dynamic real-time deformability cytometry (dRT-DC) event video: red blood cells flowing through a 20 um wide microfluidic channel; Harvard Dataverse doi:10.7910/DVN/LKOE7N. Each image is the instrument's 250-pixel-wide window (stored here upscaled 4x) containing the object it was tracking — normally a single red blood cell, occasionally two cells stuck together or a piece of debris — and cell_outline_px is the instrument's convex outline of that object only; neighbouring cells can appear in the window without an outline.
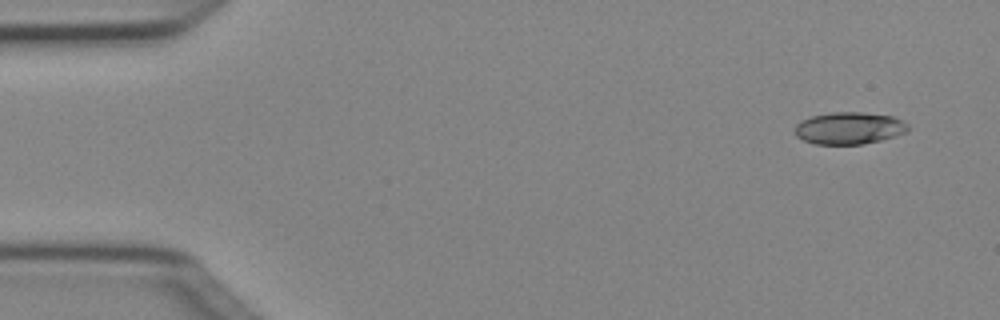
{"species": "Egyptian fruit bat (a non-hibernating species)", "species_latin": "Rousettus aegyptiacus", "temperature_condition": "cold", "stored_images_in_passage": 2, "camera_frame_rate_fps": 3000, "um_per_image_px": 0.085, "animal": {"sex": "female"}, "frame": {"image": 1, "passage_image": 1, "time_ms": 0.0, "image_size_px": [1000, 320], "cell_outline_px": [[908, 132], [896, 136], [864, 144], [816, 144], [804, 140], [796, 136], [796, 124], [800, 120], [812, 116], [832, 112], [860, 112], [892, 116], [908, 124]], "centroid_in_image_um": [72.18, 10.89], "position_along_channel_um": 12.8, "area_um2": 21.1}}